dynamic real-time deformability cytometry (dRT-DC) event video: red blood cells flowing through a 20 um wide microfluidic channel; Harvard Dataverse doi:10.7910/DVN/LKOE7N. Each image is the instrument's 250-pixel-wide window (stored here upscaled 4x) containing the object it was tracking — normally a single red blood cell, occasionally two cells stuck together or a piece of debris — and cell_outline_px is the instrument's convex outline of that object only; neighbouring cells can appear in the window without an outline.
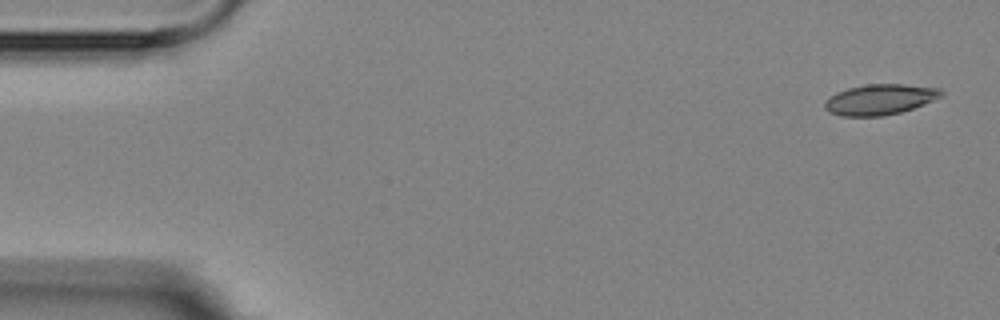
{"species": "Egyptian fruit bat (a non-hibernating species)", "species_latin": "Rousettus aegyptiacus", "temperature_condition": "room temperature", "stored_images_in_passage": 4, "camera_frame_rate_fps": 3000, "um_per_image_px": 0.085, "animal": {"sex": "female"}, "frame": {"image": 1, "passage_image": 1, "time_ms": 0.0, "image_size_px": [1000, 320], "cell_outline_px": [[944, 96], [924, 104], [900, 112], [884, 116], [840, 116], [828, 112], [824, 108], [824, 100], [836, 92], [848, 88], [868, 84], [904, 84], [940, 88], [944, 92]], "centroid_in_image_um": [74.78, 8.45], "position_along_channel_um": 10.2, "area_um2": 20.92}}